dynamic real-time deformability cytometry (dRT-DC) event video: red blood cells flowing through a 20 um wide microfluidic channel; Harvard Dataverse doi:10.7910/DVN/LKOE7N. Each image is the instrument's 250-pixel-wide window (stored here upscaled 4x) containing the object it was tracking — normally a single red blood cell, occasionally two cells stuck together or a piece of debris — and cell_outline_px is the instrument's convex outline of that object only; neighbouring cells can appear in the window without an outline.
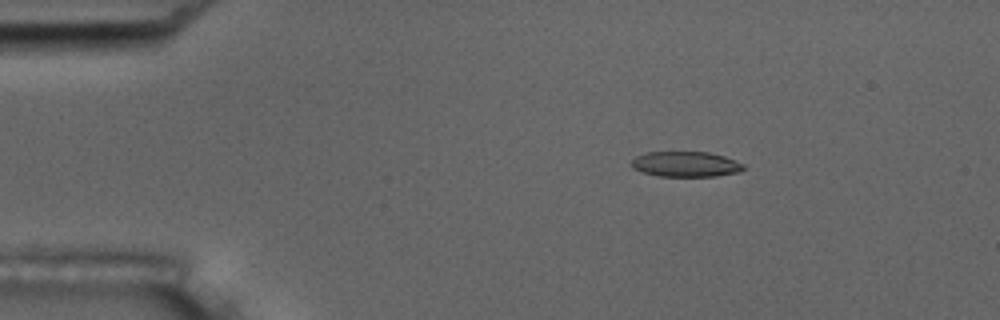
{"species": "common noctule bat (a hibernating species)", "species_latin": "Nyctalus noctula", "temperature_condition": "room temperature", "stored_images_in_passage": 4, "camera_frame_rate_fps": 3000, "um_per_image_px": 0.085, "animal": {"sex": "male", "body_mass_g": 17.5, "forearm_length_mm": 52.3}, "frame": {"image": 1, "passage_image": 2, "time_ms": 1.0, "image_size_px": [1000, 320], "cell_outline_px": [[744, 168], [740, 172], [716, 176], [660, 176], [644, 172], [632, 168], [632, 160], [636, 156], [644, 152], [708, 152], [724, 156], [744, 164]], "centroid_in_image_um": [58.29, 13.95], "position_along_channel_um": 26.7, "area_um2": 16.47}}